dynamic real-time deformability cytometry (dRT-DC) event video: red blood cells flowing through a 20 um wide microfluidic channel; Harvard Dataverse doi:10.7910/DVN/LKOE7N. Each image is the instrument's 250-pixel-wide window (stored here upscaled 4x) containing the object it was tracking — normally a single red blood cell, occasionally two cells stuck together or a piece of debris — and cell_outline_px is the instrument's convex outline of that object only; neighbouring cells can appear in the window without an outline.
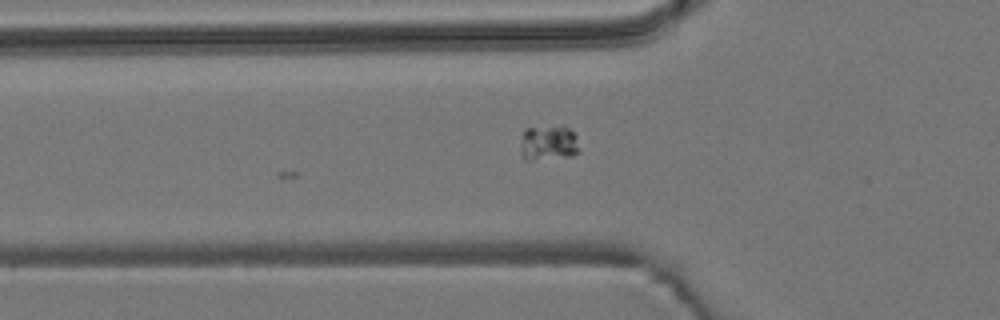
{"species": "common noctule bat (a hibernating species)", "species_latin": "Nyctalus noctula", "temperature_condition": "room temperature", "stored_images_in_passage": 4, "camera_frame_rate_fps": 3000, "um_per_image_px": 0.085, "animal": {"sex": "male", "body_mass_g": 19.2, "forearm_length_mm": 51.8}, "frame": {"image": 1, "passage_image": 4, "time_ms": 1.0, "image_size_px": [1000, 320], "cell_outline_px": [[580, 152], [572, 156], [532, 160], [524, 160], [520, 156], [520, 148], [524, 128], [568, 128], [576, 136]], "centroid_in_image_um": [46.59, 12.21], "position_along_channel_um": 79.2, "area_um2": 11.91}}